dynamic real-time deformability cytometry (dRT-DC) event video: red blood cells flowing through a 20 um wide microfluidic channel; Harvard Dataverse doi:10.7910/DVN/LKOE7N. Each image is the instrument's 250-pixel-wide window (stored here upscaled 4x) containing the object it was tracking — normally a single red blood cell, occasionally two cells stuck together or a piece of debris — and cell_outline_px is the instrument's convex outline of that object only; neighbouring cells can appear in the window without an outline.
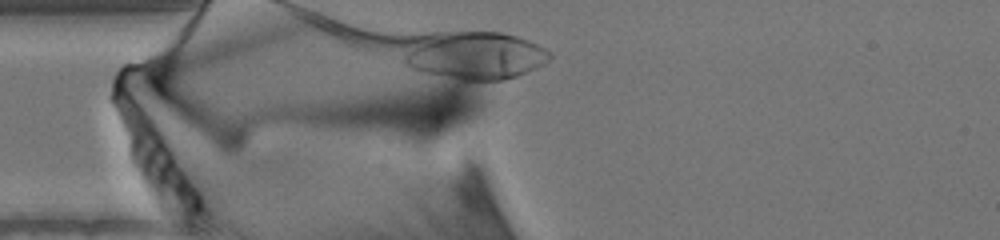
{"species": "human", "species_latin": "Homo sapiens", "temperature_condition": "warm", "stored_images_in_passage": 44, "camera_frame_rate_fps": 3000, "um_per_image_px": 0.085, "donor": {"sex": "male"}, "frame": {"image": 1, "passage_image": 14, "time_ms": 4.333, "image_size_px": [1000, 240], "cell_outline_px": [[552, 56], [544, 64], [516, 76], [504, 80], [460, 80], [416, 72], [408, 68], [404, 64], [404, 52], [412, 36], [436, 32], [500, 32], [516, 36], [528, 40], [552, 52]], "centroid_in_image_um": [40.25, 4.71], "position_along_channel_um": 44.8, "area_um2": 41.5}}
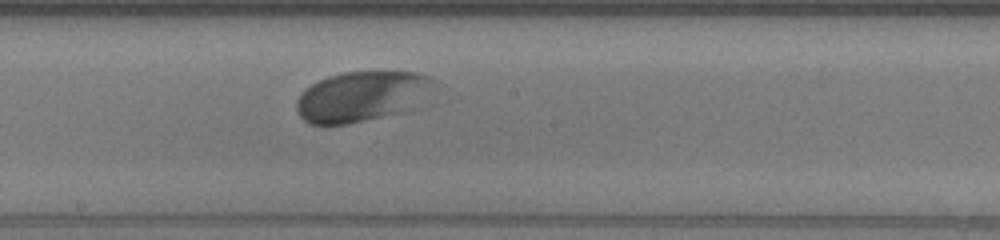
{"frame": {"image": 2, "passage_image": 29, "time_ms": 9.333, "image_size_px": [1000, 240], "cell_outline_px": [[436, 80], [420, 108], [404, 112], [344, 124], [308, 124], [300, 116], [296, 108], [296, 100], [312, 84], [328, 76], [344, 72], [420, 72]], "centroid_in_image_um": [30.82, 8.2], "position_along_channel_um": 217.4, "area_um2": 40.4}}
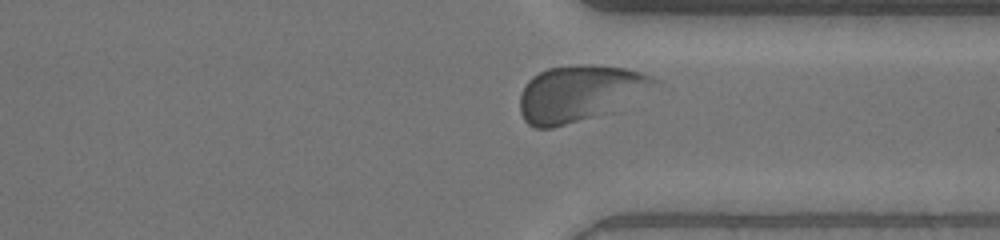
{"frame": {"image": 3, "passage_image": 41, "time_ms": 13.333, "image_size_px": [1000, 240], "cell_outline_px": [[664, 84], [604, 112], [592, 116], [552, 128], [536, 128], [528, 124], [524, 120], [520, 112], [520, 96], [528, 80], [532, 76], [548, 68], [624, 68], [640, 72], [652, 76], [660, 80]], "centroid_in_image_um": [49.25, 7.96], "position_along_channel_um": 362.1, "area_um2": 42.19}}